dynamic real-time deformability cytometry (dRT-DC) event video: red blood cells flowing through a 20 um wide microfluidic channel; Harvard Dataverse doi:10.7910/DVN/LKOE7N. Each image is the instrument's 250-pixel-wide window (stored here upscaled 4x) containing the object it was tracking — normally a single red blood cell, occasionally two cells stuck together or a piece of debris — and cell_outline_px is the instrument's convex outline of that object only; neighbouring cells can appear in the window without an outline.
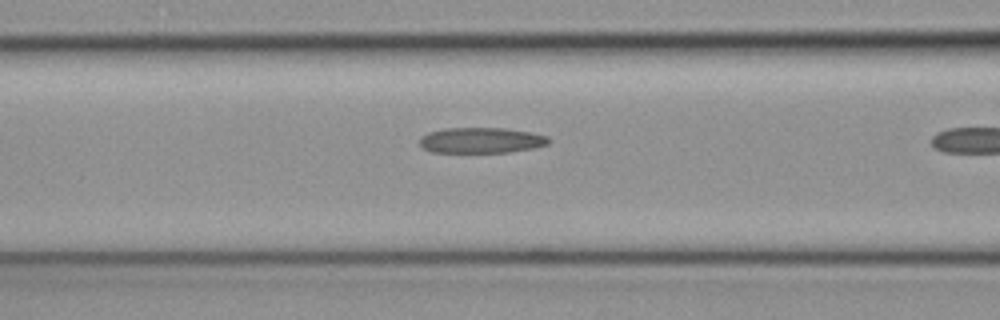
{"species": "common noctule bat (a hibernating species)", "species_latin": "Nyctalus noctula", "temperature_condition": "cold", "stored_images_in_passage": 4, "camera_frame_rate_fps": 3000, "um_per_image_px": 0.085, "animal": {"sex": "female", "body_mass_g": 19.3, "forearm_length_mm": 54.1}, "frame": {"image": 1, "passage_image": 3, "time_ms": 0.667, "image_size_px": [1000, 320], "cell_outline_px": [[552, 140], [548, 144], [532, 148], [508, 152], [432, 152], [424, 148], [420, 144], [420, 136], [428, 132], [444, 128], [504, 128], [528, 132], [548, 136]], "centroid_in_image_um": [40.89, 11.92], "position_along_channel_um": 125.7, "area_um2": 19.19}}